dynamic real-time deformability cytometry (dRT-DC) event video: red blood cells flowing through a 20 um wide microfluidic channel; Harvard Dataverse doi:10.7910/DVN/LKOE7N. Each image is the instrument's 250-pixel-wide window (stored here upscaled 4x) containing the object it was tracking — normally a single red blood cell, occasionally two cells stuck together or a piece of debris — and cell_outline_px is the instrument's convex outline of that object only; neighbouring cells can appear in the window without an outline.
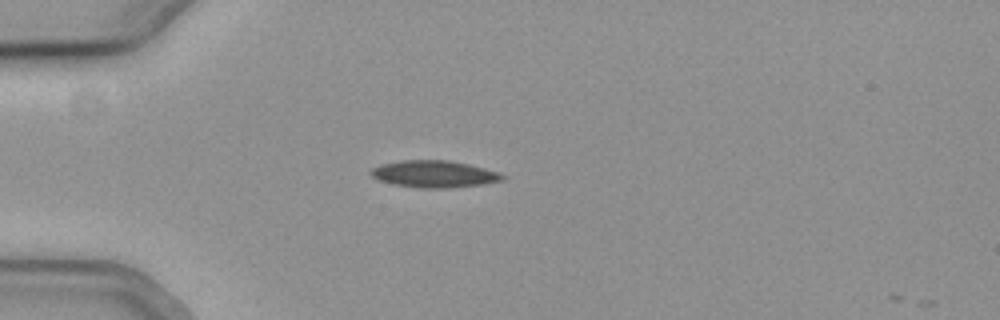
{"species": "common noctule bat (a hibernating species)", "species_latin": "Nyctalus noctula", "temperature_condition": "cold", "stored_images_in_passage": 2, "camera_frame_rate_fps": 3000, "um_per_image_px": 0.085, "animal": {"sex": "female", "body_mass_g": 19.3, "forearm_length_mm": 54.1}, "frame": {"image": 1, "passage_image": 1, "time_ms": 0.0, "image_size_px": [1000, 320], "cell_outline_px": [[508, 176], [504, 180], [484, 184], [452, 188], [420, 188], [396, 184], [380, 180], [372, 176], [368, 172], [372, 168], [380, 164], [404, 160], [448, 160], [468, 164], [500, 172]], "centroid_in_image_um": [36.96, 14.79], "position_along_channel_um": 48.0, "area_um2": 20.75}}